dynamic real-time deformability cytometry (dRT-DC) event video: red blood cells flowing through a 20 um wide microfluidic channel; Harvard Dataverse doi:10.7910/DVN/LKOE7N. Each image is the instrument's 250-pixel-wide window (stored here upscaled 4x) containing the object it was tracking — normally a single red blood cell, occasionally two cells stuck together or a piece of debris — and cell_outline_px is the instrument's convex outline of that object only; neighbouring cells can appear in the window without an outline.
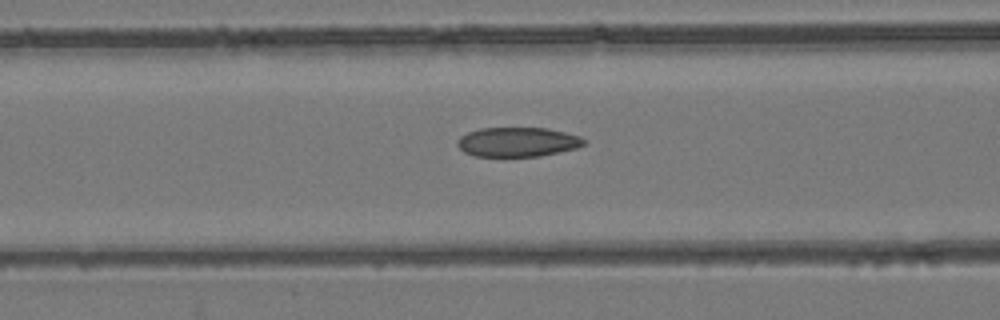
{"species": "common noctule bat (a hibernating species)", "species_latin": "Nyctalus noctula", "temperature_condition": "room temperature", "stored_images_in_passage": 53, "camera_frame_rate_fps": 3000, "um_per_image_px": 0.085, "animal": {"sex": "female", "body_mass_g": 24.6, "forearm_length_mm": 56.2}, "frame": {"image": 1, "passage_image": 22, "time_ms": 7.0, "image_size_px": [1000, 320], "cell_outline_px": [[584, 144], [576, 148], [540, 156], [476, 156], [464, 152], [456, 144], [456, 140], [460, 136], [468, 132], [480, 128], [548, 128], [580, 136], [584, 140]], "centroid_in_image_um": [43.96, 12.06], "position_along_channel_um": 122.6, "area_um2": 21.62}}
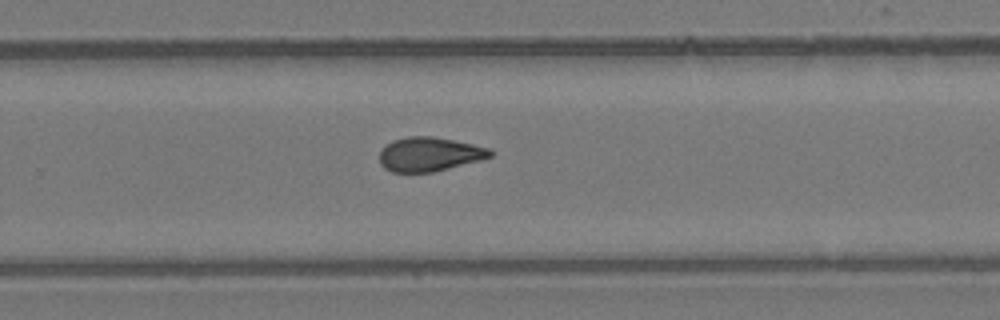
{"frame": {"image": 2, "passage_image": 35, "time_ms": 11.333, "image_size_px": [1000, 320], "cell_outline_px": [[492, 156], [480, 160], [432, 172], [392, 172], [384, 168], [380, 164], [380, 148], [392, 140], [408, 136], [432, 136], [472, 144], [488, 148], [492, 152]], "centroid_in_image_um": [36.44, 13.1], "position_along_channel_um": 293.4, "area_um2": 21.91}}
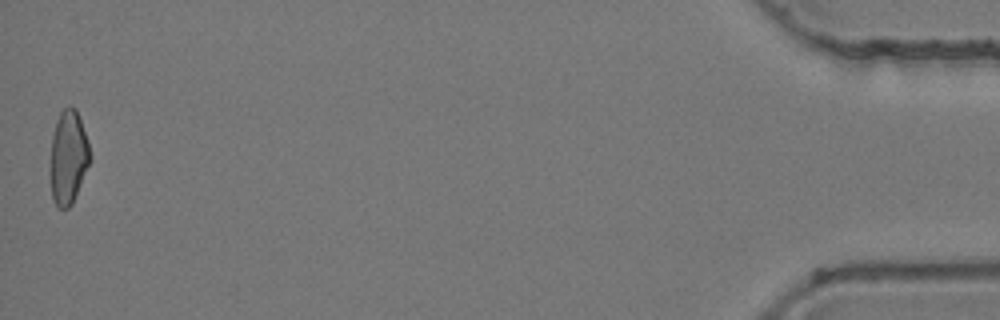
{"frame": {"image": 3, "passage_image": 53, "time_ms": 17.333, "image_size_px": [1000, 320], "cell_outline_px": [[92, 160], [72, 204], [68, 208], [60, 208], [52, 200], [52, 136], [56, 120], [60, 112], [68, 104], [76, 108], [88, 140], [92, 156]], "centroid_in_image_um": [5.85, 13.33], "position_along_channel_um": 429.3, "area_um2": 21.62}, "authors_computed_cell_mechanics": {"area_um2": 22.4264, "velocity_mm_per_s": 3.9419, "shape_relaxation_time_tau1_ms": null, "shape_relaxation_time_tau2_ms": 2.9118, "deformation_change_tau1": null, "deformation_change_tau2": 0.0788}}